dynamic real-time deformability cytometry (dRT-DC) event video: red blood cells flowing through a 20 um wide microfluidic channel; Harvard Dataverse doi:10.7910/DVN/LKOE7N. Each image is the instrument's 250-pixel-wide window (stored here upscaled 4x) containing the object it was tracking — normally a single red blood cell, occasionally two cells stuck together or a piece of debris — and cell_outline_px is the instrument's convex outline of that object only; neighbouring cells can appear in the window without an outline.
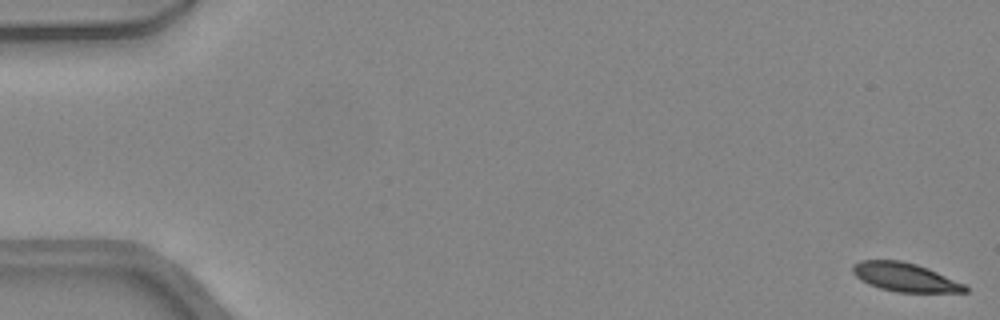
{"species": "common noctule bat (a hibernating species)", "species_latin": "Nyctalus noctula", "temperature_condition": "warm", "stored_images_in_passage": 48, "camera_frame_rate_fps": 3000, "um_per_image_px": 0.085, "animal": {"sex": "female", "body_mass_g": 24.6, "forearm_length_mm": 56.2}, "frame": {"image": 1, "passage_image": 1, "time_ms": 0.0, "image_size_px": [1000, 320], "cell_outline_px": [[968, 292], [896, 292], [880, 288], [868, 284], [860, 280], [852, 272], [852, 264], [860, 260], [900, 260], [916, 264], [928, 268], [964, 284], [968, 288]], "centroid_in_image_um": [76.88, 23.55], "position_along_channel_um": 8.1, "area_um2": 18.79}}
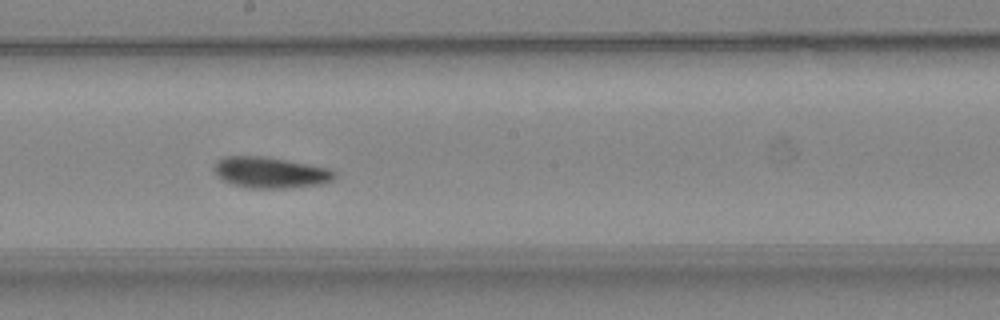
{"frame": {"image": 2, "passage_image": 27, "time_ms": 8.667, "image_size_px": [1000, 320], "cell_outline_px": [[336, 176], [332, 180], [324, 184], [292, 188], [248, 188], [232, 184], [224, 180], [216, 172], [216, 160], [224, 156], [264, 156], [332, 168], [336, 172]], "centroid_in_image_um": [23.06, 14.67], "position_along_channel_um": 225.1, "area_um2": 21.91}}
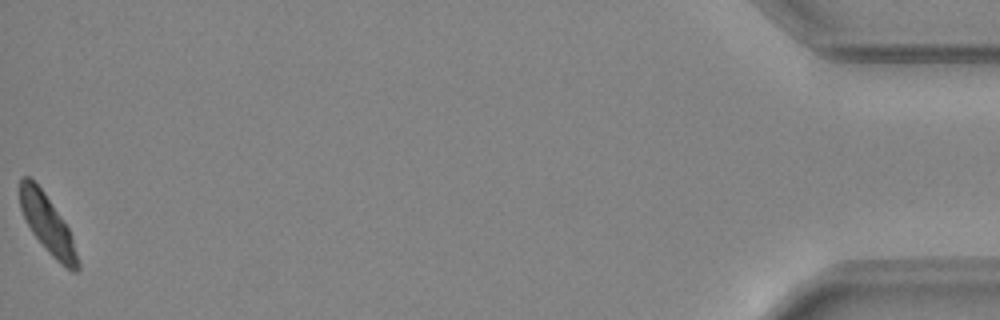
{"frame": {"image": 3, "passage_image": 48, "time_ms": 15.667, "image_size_px": [1000, 320], "cell_outline_px": [[80, 268], [76, 272], [72, 272], [64, 268], [48, 252], [32, 232], [20, 208], [20, 176], [28, 176], [44, 192], [68, 228], [72, 236], [80, 264]], "centroid_in_image_um": [4.06, 19.11], "position_along_channel_um": 431.1, "area_um2": 19.36}, "authors_computed_cell_mechanics": {"area_um2": 20.6346, "velocity_mm_per_s": 4.3713, "shape_relaxation_time_tau1_ms": 2.5817, "shape_relaxation_time_tau2_ms": 3.5797, "deformation_change_tau1": 0.1315, "deformation_change_tau2": 0.0735}}